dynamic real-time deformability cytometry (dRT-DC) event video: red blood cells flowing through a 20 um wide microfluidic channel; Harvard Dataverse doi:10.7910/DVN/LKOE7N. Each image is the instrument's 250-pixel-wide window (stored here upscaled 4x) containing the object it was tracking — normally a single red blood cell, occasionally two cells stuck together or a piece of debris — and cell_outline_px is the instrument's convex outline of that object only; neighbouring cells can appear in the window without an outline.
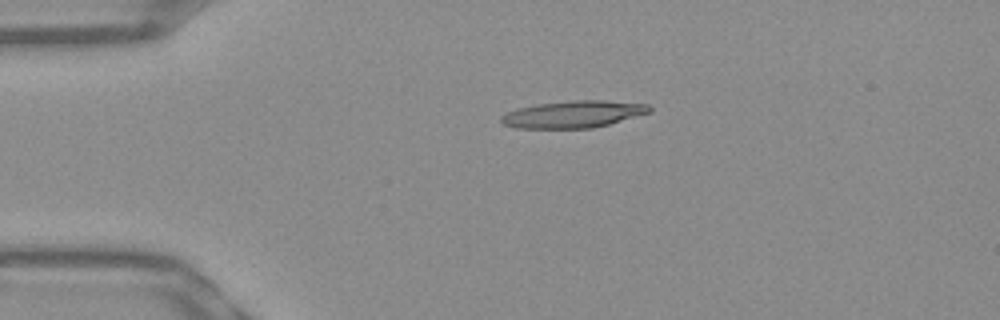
{"species": "Egyptian fruit bat (a non-hibernating species)", "species_latin": "Rousettus aegyptiacus", "temperature_condition": "warm", "stored_images_in_passage": 27, "camera_frame_rate_fps": 3000, "um_per_image_px": 0.085, "frame": {"image": 1, "passage_image": 1, "time_ms": 0.0, "image_size_px": [1000, 320], "cell_outline_px": [[652, 112], [608, 124], [592, 128], [516, 128], [504, 124], [500, 120], [500, 116], [504, 112], [516, 108], [536, 104], [572, 100], [604, 100], [648, 104], [652, 108]], "centroid_in_image_um": [48.71, 9.7], "position_along_channel_um": 36.3, "area_um2": 23.52}}
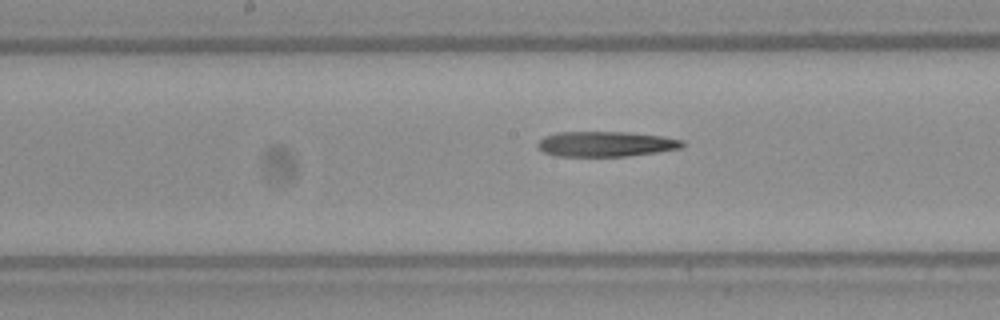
{"frame": {"image": 2, "passage_image": 16, "time_ms": 5.0, "image_size_px": [1000, 320], "cell_outline_px": [[684, 148], [628, 156], [556, 156], [544, 152], [536, 144], [544, 136], [560, 132], [628, 132], [660, 136], [684, 140]], "centroid_in_image_um": [51.52, 12.24], "position_along_channel_um": 196.7, "area_um2": 21.21}}
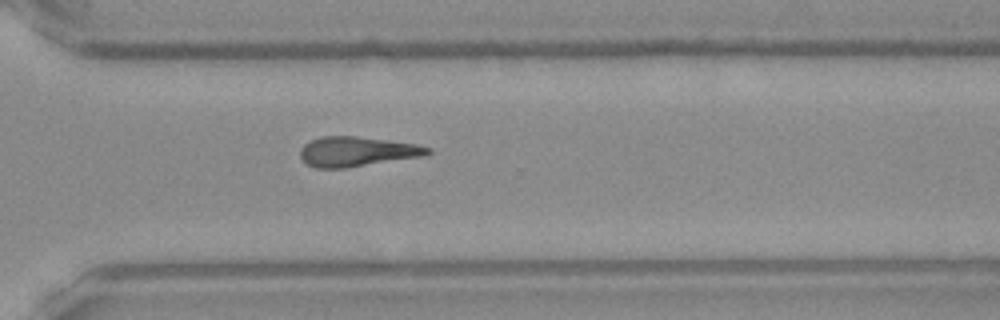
{"frame": {"image": 3, "passage_image": 27, "time_ms": 8.667, "image_size_px": [1000, 320], "cell_outline_px": [[432, 152], [420, 156], [348, 168], [316, 168], [308, 164], [300, 156], [300, 148], [304, 144], [320, 136], [356, 136], [416, 144], [432, 148]], "centroid_in_image_um": [30.31, 12.88], "position_along_channel_um": 340.3, "area_um2": 21.96}}